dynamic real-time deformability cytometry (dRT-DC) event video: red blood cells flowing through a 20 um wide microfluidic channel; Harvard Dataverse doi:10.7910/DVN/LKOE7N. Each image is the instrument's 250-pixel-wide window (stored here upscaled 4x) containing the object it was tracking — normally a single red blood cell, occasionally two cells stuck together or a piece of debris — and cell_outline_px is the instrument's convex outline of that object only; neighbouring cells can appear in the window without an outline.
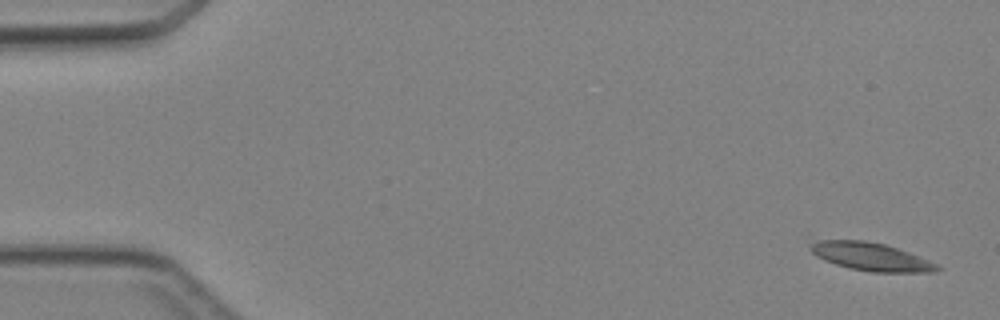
{"species": "Egyptian fruit bat (a non-hibernating species)", "species_latin": "Rousettus aegyptiacus", "temperature_condition": "cold", "stored_images_in_passage": 4, "camera_frame_rate_fps": 3000, "um_per_image_px": 0.085, "animal": {"sex": "female"}, "frame": {"image": 1, "passage_image": 1, "time_ms": 0.0, "image_size_px": [1000, 320], "cell_outline_px": [[944, 268], [936, 272], [872, 272], [848, 268], [824, 260], [816, 256], [808, 248], [804, 236], [808, 236], [864, 240], [884, 244], [908, 252], [928, 260]], "centroid_in_image_um": [73.79, 21.74], "position_along_channel_um": 11.2, "area_um2": 21.85}}
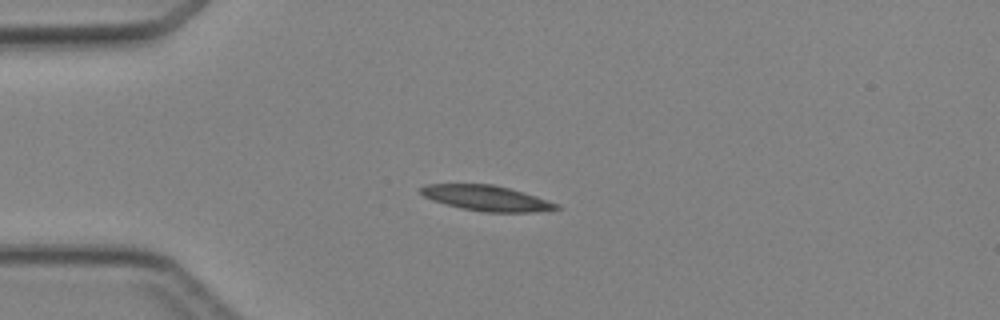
{"frame": {"image": 2, "passage_image": 3, "time_ms": 3.333, "image_size_px": [1000, 320], "cell_outline_px": [[560, 208], [536, 212], [484, 212], [460, 208], [432, 200], [424, 196], [420, 192], [420, 188], [428, 184], [492, 184], [524, 192], [560, 204]], "centroid_in_image_um": [41.37, 16.84], "position_along_channel_um": 43.6, "area_um2": 20.0}}